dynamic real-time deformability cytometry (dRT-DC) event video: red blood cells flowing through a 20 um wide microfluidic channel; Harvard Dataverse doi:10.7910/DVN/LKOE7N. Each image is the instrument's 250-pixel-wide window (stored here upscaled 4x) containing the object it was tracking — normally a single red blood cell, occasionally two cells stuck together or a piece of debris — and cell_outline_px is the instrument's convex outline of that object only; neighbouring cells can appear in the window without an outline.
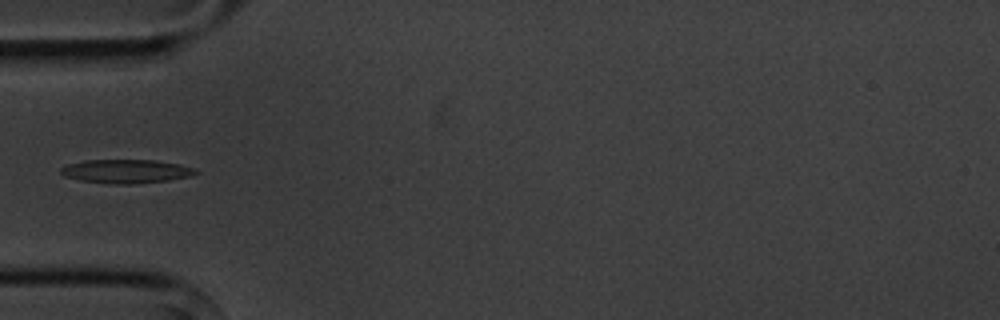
{"species": "common noctule bat (a hibernating species)", "species_latin": "Nyctalus noctula", "temperature_condition": "cold", "stored_images_in_passage": 7, "camera_frame_rate_fps": 3000, "um_per_image_px": 0.085, "animal": {"sex": "male", "body_mass_g": 20.1, "forearm_length_mm": 53.5}, "frame": {"image": 1, "passage_image": 4, "time_ms": 4.333, "image_size_px": [1000, 320], "cell_outline_px": [[200, 172], [188, 176], [168, 180], [136, 184], [112, 184], [80, 180], [64, 176], [60, 172], [60, 168], [68, 164], [84, 160], [156, 160], [180, 164], [196, 168]], "centroid_in_image_um": [10.73, 14.55], "position_along_channel_um": 74.3, "area_um2": 18.73}}
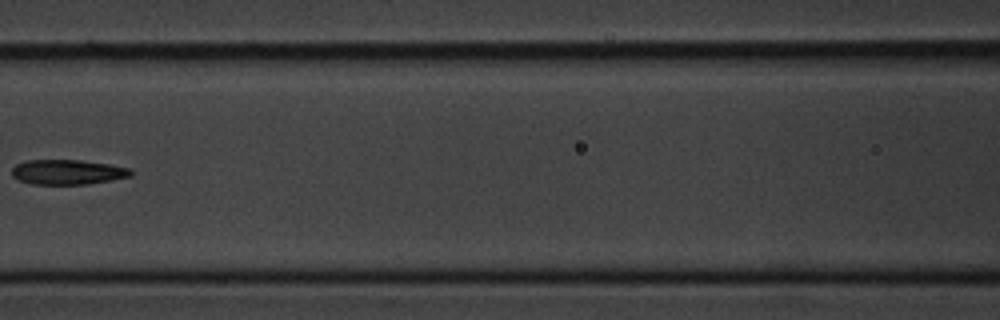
{"frame": {"image": 2, "passage_image": 6, "time_ms": 6.667, "image_size_px": [1000, 320], "cell_outline_px": [[132, 176], [112, 180], [88, 184], [32, 184], [16, 180], [12, 176], [12, 168], [16, 164], [28, 160], [80, 160], [108, 164], [132, 168]], "centroid_in_image_um": [5.75, 14.63], "position_along_channel_um": 160.9, "area_um2": 17.4}}
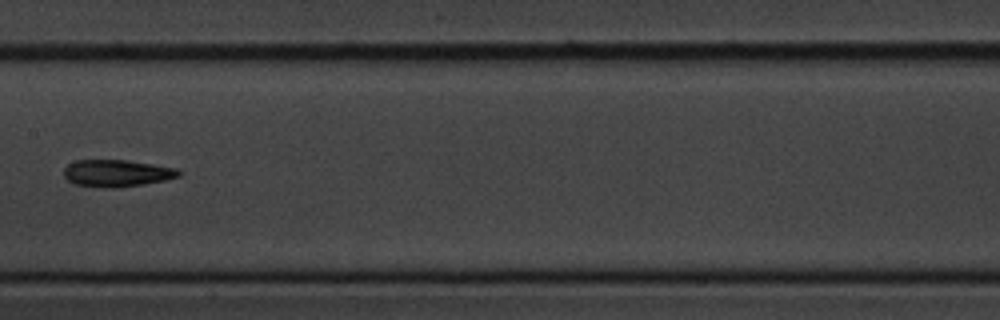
{"frame": {"image": 3, "passage_image": 7, "time_ms": 7.667, "image_size_px": [1000, 320], "cell_outline_px": [[184, 172], [180, 176], [164, 180], [144, 184], [112, 188], [104, 188], [76, 184], [68, 180], [64, 176], [64, 168], [68, 164], [76, 160], [128, 160], [176, 168]], "centroid_in_image_um": [9.95, 14.72], "position_along_channel_um": 197.5, "area_um2": 18.09}}